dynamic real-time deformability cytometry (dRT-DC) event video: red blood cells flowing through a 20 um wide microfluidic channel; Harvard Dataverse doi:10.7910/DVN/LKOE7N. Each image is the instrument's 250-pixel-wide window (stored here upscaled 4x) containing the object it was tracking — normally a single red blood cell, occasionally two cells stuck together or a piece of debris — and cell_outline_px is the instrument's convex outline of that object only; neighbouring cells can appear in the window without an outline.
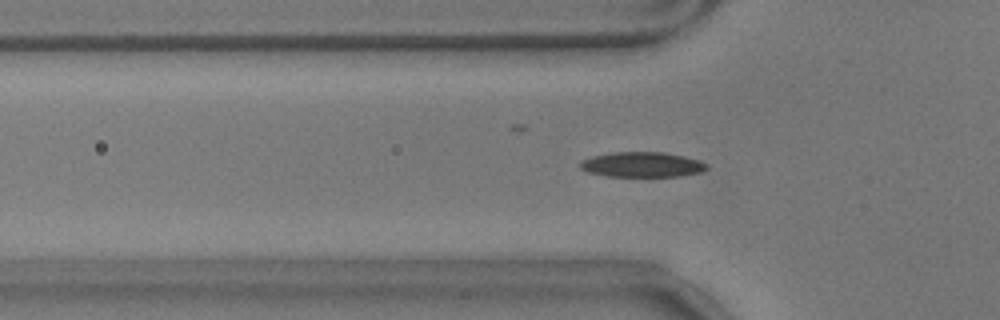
{"species": "common noctule bat (a hibernating species)", "species_latin": "Nyctalus noctula", "temperature_condition": "warm", "stored_images_in_passage": 43, "segment_of_instrument_passage": [1, 2], "camera_frame_rate_fps": 3000, "um_per_image_px": 0.085, "animal": {"sex": "male", "body_mass_g": 17.9}, "frame": {"image": 1, "passage_image": 3, "time_ms": 0.667, "image_size_px": [1000, 320], "cell_outline_px": [[708, 168], [700, 172], [680, 176], [608, 176], [588, 172], [580, 168], [580, 160], [592, 156], [616, 152], [664, 152], [684, 156], [700, 160], [708, 164]], "centroid_in_image_um": [54.59, 13.98], "position_along_channel_um": 71.2, "area_um2": 18.5}}
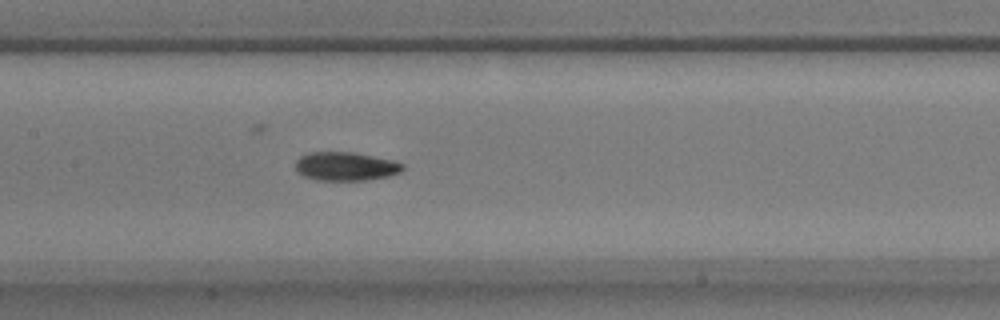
{"frame": {"image": 2, "passage_image": 12, "time_ms": 3.667, "image_size_px": [1000, 320], "cell_outline_px": [[404, 168], [400, 172], [388, 176], [364, 180], [316, 180], [304, 176], [296, 172], [296, 160], [300, 156], [308, 152], [352, 152], [396, 160], [404, 164]], "centroid_in_image_um": [29.38, 14.13], "position_along_channel_um": 178.0, "area_um2": 18.03}}
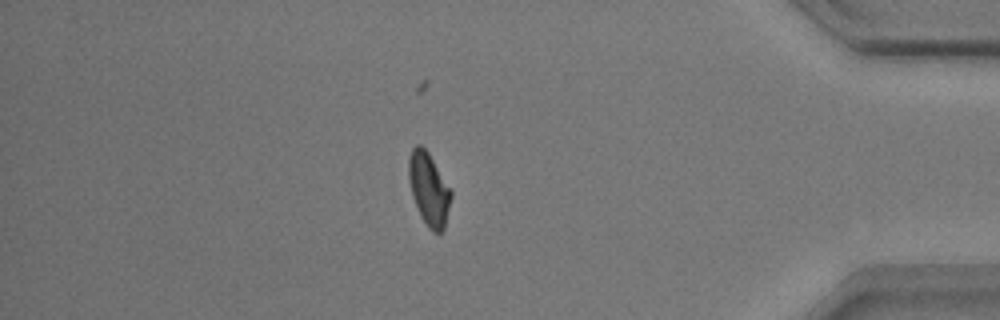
{"frame": {"image": 3, "passage_image": 34, "time_ms": 11.0, "image_size_px": [1000, 320], "cell_outline_px": [[452, 196], [444, 228], [440, 232], [432, 232], [428, 228], [420, 216], [412, 196], [408, 180], [408, 156], [412, 148], [416, 144], [420, 144], [428, 152], [452, 192]], "centroid_in_image_um": [36.42, 16.07], "position_along_channel_um": 398.8, "area_um2": 17.98}}